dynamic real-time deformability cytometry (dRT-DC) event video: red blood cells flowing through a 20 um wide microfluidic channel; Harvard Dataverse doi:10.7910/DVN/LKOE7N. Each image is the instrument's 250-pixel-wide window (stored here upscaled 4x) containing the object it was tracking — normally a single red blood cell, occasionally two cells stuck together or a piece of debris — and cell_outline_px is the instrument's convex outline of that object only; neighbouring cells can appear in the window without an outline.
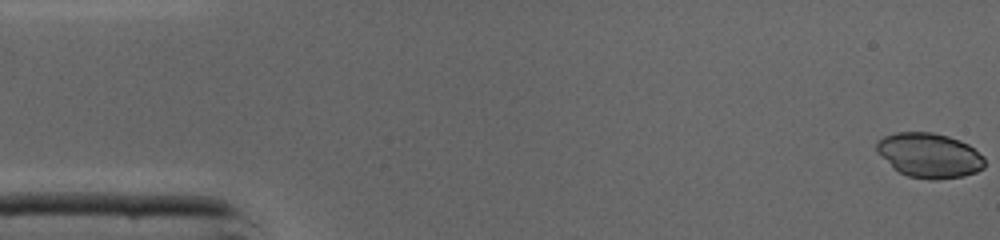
{"species": "common noctule bat (a hibernating species)", "species_latin": "Nyctalus noctula", "temperature_condition": "cold", "stored_images_in_passage": 46, "camera_frame_rate_fps": 3000, "um_per_image_px": 0.085, "animal": {"sex": "male", "body_mass_g": 19.0, "forearm_length_mm": 50.8}, "frame": {"image": 1, "passage_image": 1, "time_ms": 0.0, "image_size_px": [1000, 240], "cell_outline_px": [[984, 168], [976, 172], [964, 176], [936, 180], [932, 180], [908, 176], [892, 168], [876, 152], [876, 140], [884, 136], [896, 132], [932, 132], [948, 136], [960, 140], [968, 144], [984, 156]], "centroid_in_image_um": [78.97, 13.2], "position_along_channel_um": 6.0, "area_um2": 28.44}}
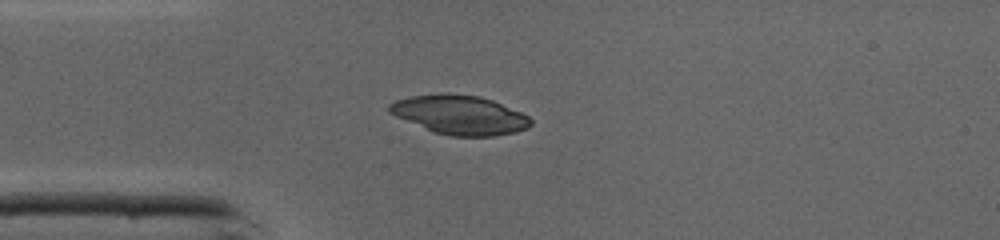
{"frame": {"image": 2, "passage_image": 12, "time_ms": 3.667, "image_size_px": [1000, 240], "cell_outline_px": [[532, 124], [528, 128], [516, 132], [496, 136], [452, 136], [432, 132], [396, 116], [388, 112], [388, 104], [396, 100], [408, 96], [440, 92], [448, 92], [480, 96], [492, 100], [520, 112], [528, 116], [532, 120]], "centroid_in_image_um": [39.05, 9.75], "position_along_channel_um": 45.9, "area_um2": 32.6}}
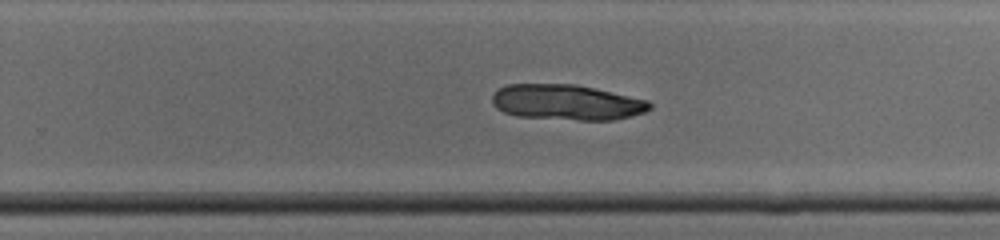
{"frame": {"image": 3, "passage_image": 29, "time_ms": 9.333, "image_size_px": [1000, 240], "cell_outline_px": [[652, 108], [644, 112], [616, 120], [580, 120], [516, 116], [504, 112], [496, 108], [492, 104], [492, 96], [500, 88], [508, 84], [576, 84], [648, 100], [652, 104]], "centroid_in_image_um": [48.18, 8.7], "position_along_channel_um": 281.6, "area_um2": 32.54}}